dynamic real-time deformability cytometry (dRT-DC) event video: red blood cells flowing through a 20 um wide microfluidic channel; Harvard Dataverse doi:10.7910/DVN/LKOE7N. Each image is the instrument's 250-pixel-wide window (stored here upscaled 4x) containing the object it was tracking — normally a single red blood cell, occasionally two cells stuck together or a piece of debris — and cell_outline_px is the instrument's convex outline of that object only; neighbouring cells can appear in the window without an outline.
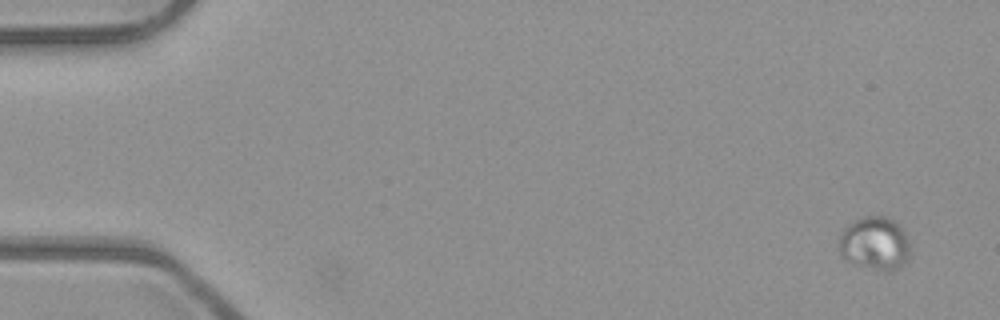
{"species": "common noctule bat (a hibernating species)", "species_latin": "Nyctalus noctula", "temperature_condition": "room temperature", "stored_images_in_passage": 3, "camera_frame_rate_fps": 3000, "um_per_image_px": 0.085, "animal": {"sex": "male", "body_mass_g": 23.1, "forearm_length_mm": 52.7}, "frame": {"image": 1, "passage_image": 3, "time_ms": 0.667, "image_size_px": [1000, 320], "cell_outline_px": [[908, 256], [892, 272], [880, 272], [844, 260], [840, 252], [840, 232], [848, 224], [864, 216], [884, 216], [892, 220], [904, 232], [908, 240]], "centroid_in_image_um": [74.31, 20.71], "position_along_channel_um": 10.7, "area_um2": 21.85}}